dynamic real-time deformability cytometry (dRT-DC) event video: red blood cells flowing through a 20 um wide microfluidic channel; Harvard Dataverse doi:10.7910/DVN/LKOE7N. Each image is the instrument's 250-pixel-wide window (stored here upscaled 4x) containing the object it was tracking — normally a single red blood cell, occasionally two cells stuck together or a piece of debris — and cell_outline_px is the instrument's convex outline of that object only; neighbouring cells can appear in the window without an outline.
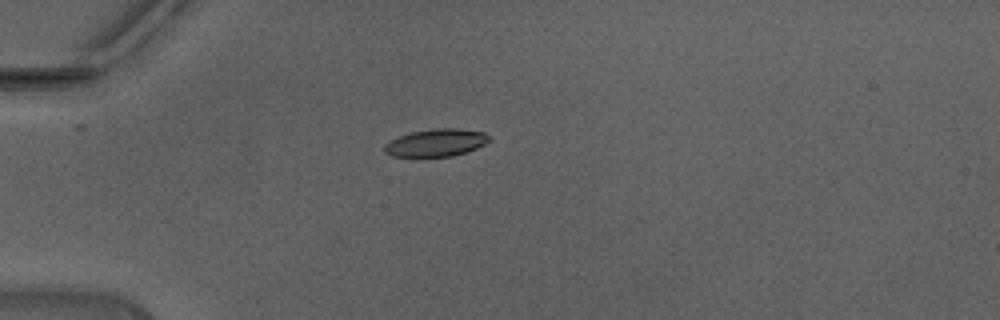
{"species": "Egyptian fruit bat (a non-hibernating species)", "species_latin": "Rousettus aegyptiacus", "temperature_condition": "warm", "stored_images_in_passage": 34, "camera_frame_rate_fps": 3000, "um_per_image_px": 0.085, "animal": {"sex": "male"}, "frame": {"image": 1, "passage_image": 1, "time_ms": 0.0, "image_size_px": [1000, 320], "cell_outline_px": [[488, 140], [484, 144], [476, 148], [452, 156], [392, 156], [384, 152], [384, 144], [400, 136], [412, 132], [436, 128], [460, 128], [484, 132], [488, 136]], "centroid_in_image_um": [37.05, 12.12], "position_along_channel_um": 47.9, "area_um2": 16.47}}
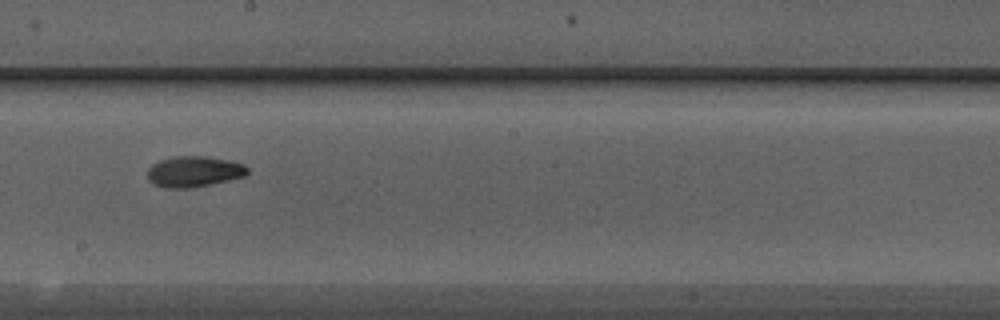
{"frame": {"image": 2, "passage_image": 15, "time_ms": 4.667, "image_size_px": [1000, 320], "cell_outline_px": [[248, 172], [244, 176], [228, 180], [188, 188], [164, 188], [148, 180], [148, 168], [152, 164], [160, 160], [172, 156], [208, 156], [232, 160], [244, 164], [248, 168]], "centroid_in_image_um": [16.49, 14.56], "position_along_channel_um": 231.7, "area_um2": 17.98}}
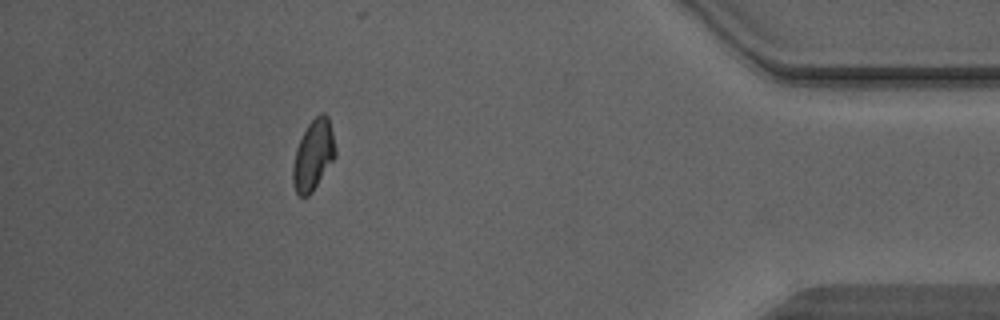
{"frame": {"image": 3, "passage_image": 30, "time_ms": 9.667, "image_size_px": [1000, 320], "cell_outline_px": [[336, 156], [312, 192], [308, 196], [300, 196], [296, 192], [292, 180], [292, 164], [296, 148], [308, 124], [320, 112], [324, 112], [328, 116], [332, 132], [336, 152]], "centroid_in_image_um": [26.62, 13.18], "position_along_channel_um": 408.6, "area_um2": 17.34}, "authors_computed_cell_mechanics": {"area_um2": 17.4556, "velocity_mm_per_s": 4.4558, "shape_relaxation_time_tau1_ms": 2.8493, "shape_relaxation_time_tau2_ms": 3.0317, "deformation_change_tau1": 0.1394, "deformation_change_tau2": 0.0458}}